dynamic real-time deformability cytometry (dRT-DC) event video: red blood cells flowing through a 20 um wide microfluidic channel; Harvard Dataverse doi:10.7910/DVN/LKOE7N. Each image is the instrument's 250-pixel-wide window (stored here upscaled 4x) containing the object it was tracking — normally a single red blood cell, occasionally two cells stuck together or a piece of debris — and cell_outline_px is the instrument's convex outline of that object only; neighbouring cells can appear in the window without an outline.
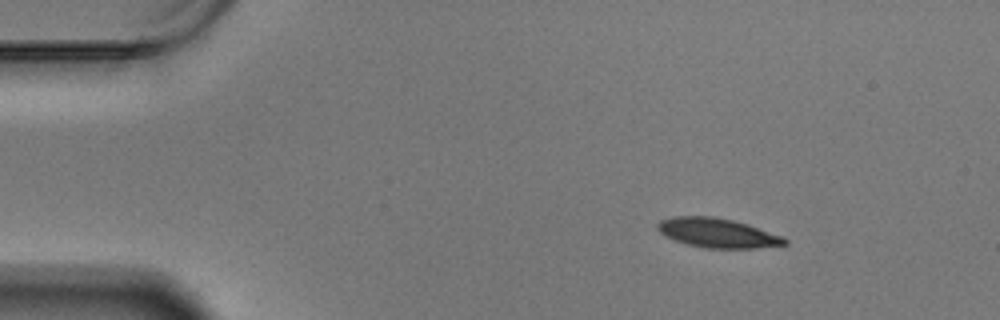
{"species": "Egyptian fruit bat (a non-hibernating species)", "species_latin": "Rousettus aegyptiacus", "temperature_condition": "warm", "stored_images_in_passage": 52, "camera_frame_rate_fps": 3000, "um_per_image_px": 0.085, "animal": {"sex": "male"}, "frame": {"image": 1, "passage_image": 1, "time_ms": 0.0, "image_size_px": [1000, 320], "cell_outline_px": [[788, 244], [756, 248], [704, 248], [688, 244], [676, 240], [660, 232], [656, 228], [656, 224], [660, 220], [676, 216], [712, 216], [732, 220], [780, 236], [788, 240]], "centroid_in_image_um": [60.94, 19.8], "position_along_channel_um": 24.1, "area_um2": 21.27}}
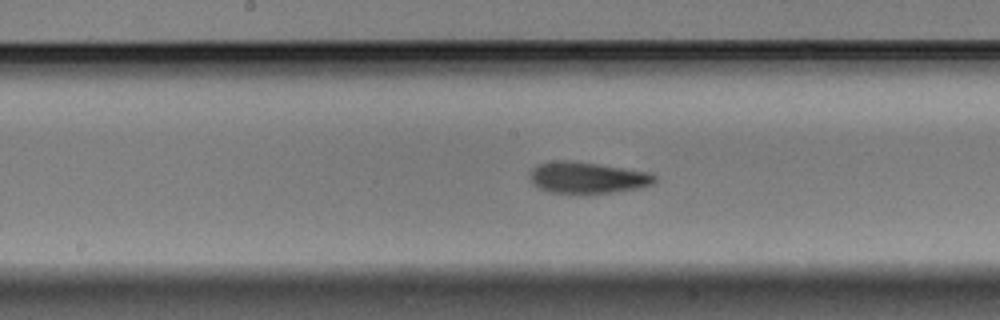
{"frame": {"image": 2, "passage_image": 23, "time_ms": 7.333, "image_size_px": [1000, 320], "cell_outline_px": [[656, 180], [652, 184], [640, 188], [608, 192], [548, 192], [532, 184], [532, 168], [536, 164], [552, 160], [568, 160], [596, 164], [644, 172], [656, 176]], "centroid_in_image_um": [49.87, 15.08], "position_along_channel_um": 198.3, "area_um2": 22.14}}
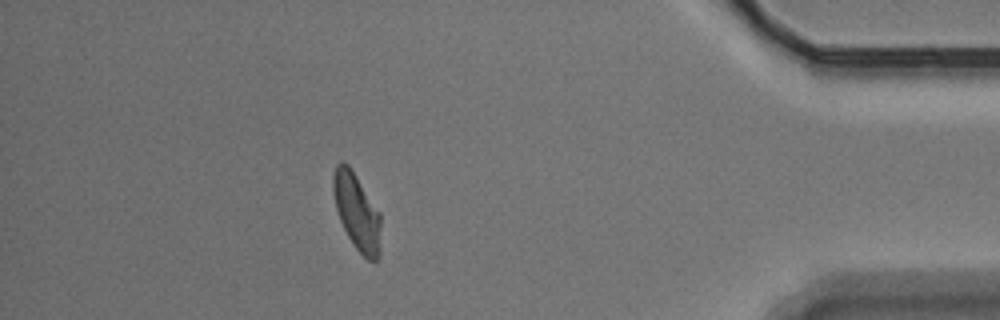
{"frame": {"image": 3, "passage_image": 45, "time_ms": 14.667, "image_size_px": [1000, 320], "cell_outline_px": [[380, 260], [368, 260], [356, 248], [348, 236], [340, 220], [336, 208], [332, 188], [332, 176], [336, 164], [340, 160], [344, 160], [348, 164], [380, 212]], "centroid_in_image_um": [30.32, 17.98], "position_along_channel_um": 404.9, "area_um2": 21.27}, "authors_computed_cell_mechanics": {"area_um2": 22.2241, "velocity_mm_per_s": 3.4225, "shape_relaxation_time_tau1_ms": 5.5398, "shape_relaxation_time_tau2_ms": 2.5347, "deformation_change_tau1": 0.1477, "deformation_change_tau2": 0.0695}}